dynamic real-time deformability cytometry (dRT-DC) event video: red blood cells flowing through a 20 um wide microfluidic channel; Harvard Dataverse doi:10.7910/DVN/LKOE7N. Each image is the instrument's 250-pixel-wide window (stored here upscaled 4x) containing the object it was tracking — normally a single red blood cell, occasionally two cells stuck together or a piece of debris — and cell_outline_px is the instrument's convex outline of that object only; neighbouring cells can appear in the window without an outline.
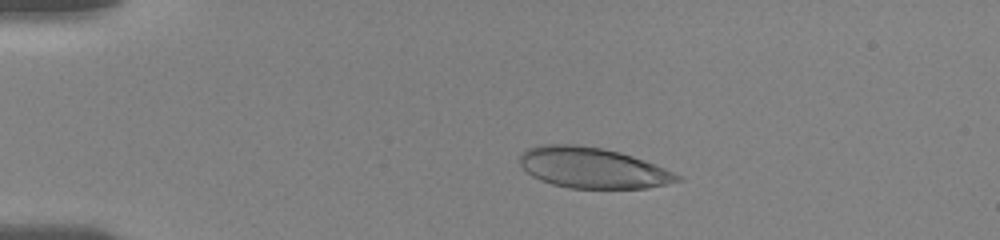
{"species": "human", "species_latin": "Homo sapiens", "temperature_condition": "room temperature", "stored_images_in_passage": 54, "camera_frame_rate_fps": 3000, "um_per_image_px": 0.085, "donor": {"sex": "female"}, "frame": {"image": 1, "passage_image": 16, "time_ms": 3.667, "image_size_px": [1000, 240], "cell_outline_px": [[684, 176], [680, 180], [648, 188], [568, 188], [552, 184], [540, 180], [532, 176], [520, 164], [520, 156], [524, 148], [536, 144], [576, 144], [604, 148], [620, 152], [644, 160]], "centroid_in_image_um": [50.33, 14.25], "position_along_channel_um": 34.7, "area_um2": 37.51}}
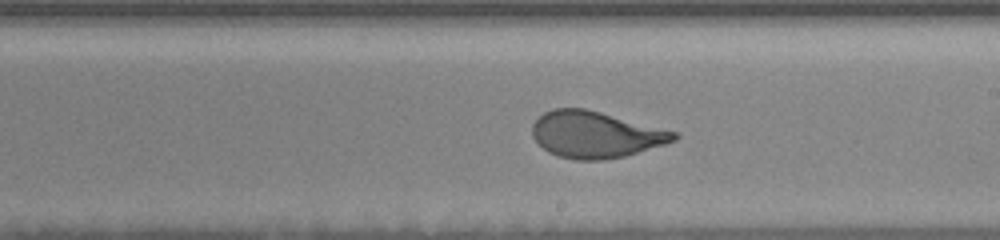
{"frame": {"image": 2, "passage_image": 40, "time_ms": 10.667, "image_size_px": [1000, 240], "cell_outline_px": [[680, 136], [676, 140], [664, 144], [624, 156], [604, 160], [576, 160], [556, 156], [548, 152], [532, 136], [532, 124], [544, 112], [552, 108], [584, 108], [680, 132]], "centroid_in_image_um": [50.63, 11.44], "position_along_channel_um": 238.4, "area_um2": 38.44}}
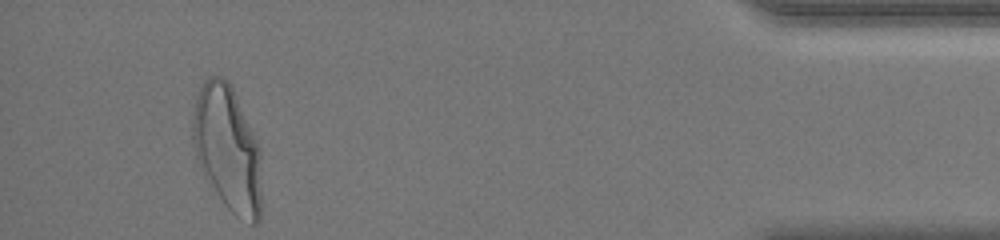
{"frame": {"image": 3, "passage_image": 54, "time_ms": 17.0, "image_size_px": [1000, 240], "cell_outline_px": [[260, 220], [256, 224], [252, 224], [236, 216], [224, 204], [216, 192], [204, 172], [196, 156], [192, 140], [192, 112], [196, 96], [200, 84], [208, 76], [220, 76], [232, 88], [236, 96], [260, 148]], "centroid_in_image_um": [19.32, 12.6], "position_along_channel_um": 415.9, "area_um2": 49.77}, "authors_computed_cell_mechanics": {"area_um2": 38.5526, "velocity_mm_per_s": 3.6668, "shape_relaxation_time_tau1_ms": 4.4122, "shape_relaxation_time_tau2_ms": null, "deformation_change_tau1": 0.1839, "deformation_change_tau2": null}}